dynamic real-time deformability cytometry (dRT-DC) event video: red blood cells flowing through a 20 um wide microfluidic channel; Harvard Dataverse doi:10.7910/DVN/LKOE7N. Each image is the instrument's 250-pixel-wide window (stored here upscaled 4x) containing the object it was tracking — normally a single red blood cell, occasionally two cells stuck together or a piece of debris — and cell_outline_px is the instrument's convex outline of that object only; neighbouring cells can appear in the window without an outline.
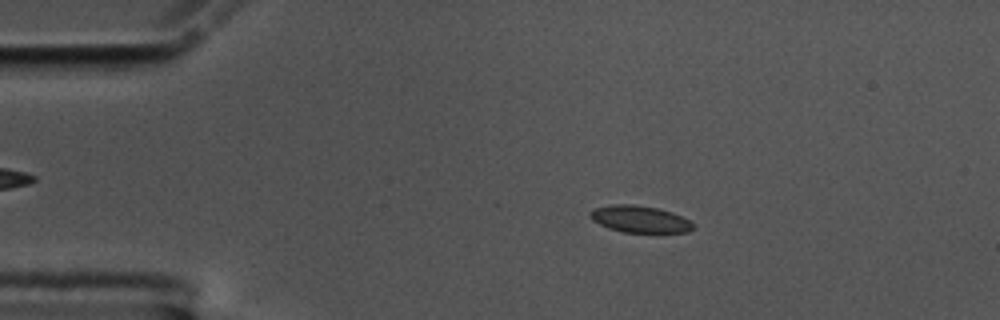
{"species": "common noctule bat (a hibernating species)", "species_latin": "Nyctalus noctula", "temperature_condition": "cold", "stored_images_in_passage": 56, "camera_frame_rate_fps": 3000, "um_per_image_px": 0.085, "animal": {"sex": "male", "body_mass_g": 17.5, "forearm_length_mm": 52.3}, "frame": {"image": 1, "passage_image": 10, "time_ms": 3.0, "image_size_px": [1000, 320], "cell_outline_px": [[692, 228], [688, 232], [624, 232], [608, 228], [592, 220], [588, 216], [588, 212], [592, 208], [612, 204], [632, 204], [656, 208], [672, 212], [688, 220], [692, 224]], "centroid_in_image_um": [54.29, 18.61], "position_along_channel_um": 30.7, "area_um2": 16.01}}
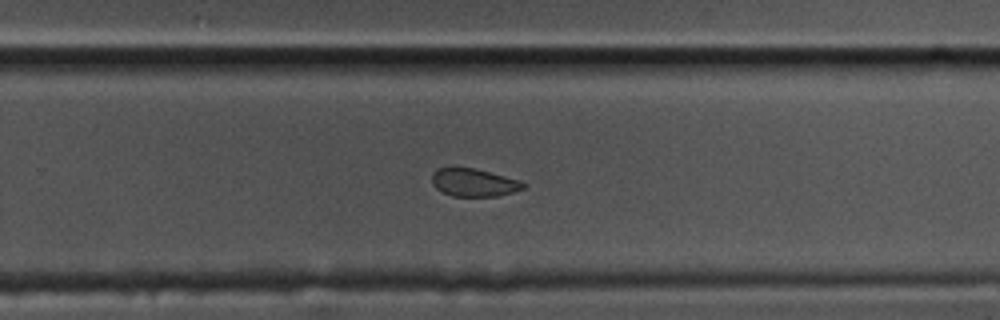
{"frame": {"image": 2, "passage_image": 36, "time_ms": 11.667, "image_size_px": [1000, 320], "cell_outline_px": [[524, 188], [512, 192], [496, 196], [452, 196], [440, 192], [432, 184], [432, 172], [436, 168], [476, 168], [520, 180], [524, 184]], "centroid_in_image_um": [40.23, 15.51], "position_along_channel_um": 289.6, "area_um2": 14.85}}
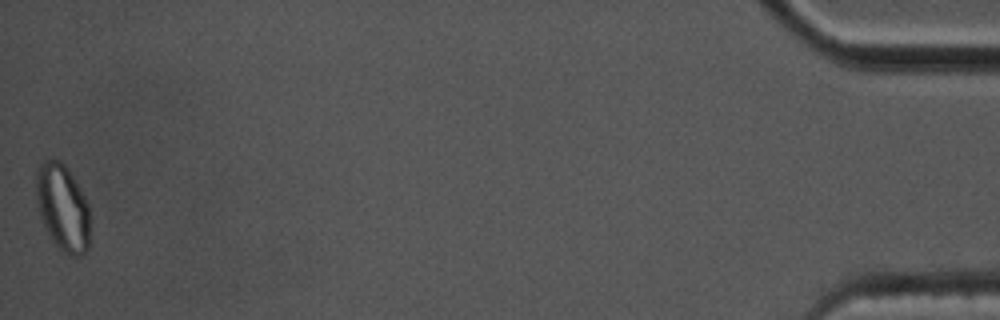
{"frame": {"image": 3, "passage_image": 56, "time_ms": 18.333, "image_size_px": [1000, 320], "cell_outline_px": [[88, 248], [80, 256], [72, 256], [64, 252], [48, 236], [40, 216], [36, 200], [36, 172], [40, 164], [44, 160], [60, 160], [64, 164], [72, 176], [84, 196], [88, 204]], "centroid_in_image_um": [5.29, 17.64], "position_along_channel_um": 429.9, "area_um2": 26.88}, "authors_computed_cell_mechanics": {"area_um2": 16.0684, "velocity_mm_per_s": 3.5501, "shape_relaxation_time_tau1_ms": null, "shape_relaxation_time_tau2_ms": 1.875, "deformation_change_tau1": null, "deformation_change_tau2": 0.0595}}